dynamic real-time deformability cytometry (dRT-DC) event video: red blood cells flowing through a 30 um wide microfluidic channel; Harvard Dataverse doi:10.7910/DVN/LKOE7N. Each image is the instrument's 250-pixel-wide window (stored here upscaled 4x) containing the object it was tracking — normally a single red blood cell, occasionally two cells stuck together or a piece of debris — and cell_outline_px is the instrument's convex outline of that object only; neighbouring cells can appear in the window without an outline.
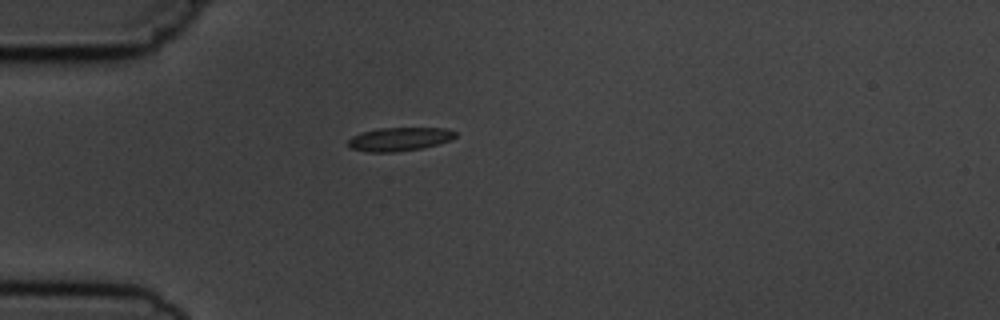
{"species": "common noctule bat (a hibernating species)", "species_latin": "Nyctalus noctula", "temperature_condition": "cold", "stored_images_in_passage": 1, "camera_frame_rate_fps": 3000, "um_per_image_px": 0.085, "animal": {"sex": "male", "body_mass_g": 19.5, "forearm_length_mm": 54.6}, "frame": {"image": 1, "passage_image": 1, "time_ms": 0.0, "image_size_px": [1000, 320], "cell_outline_px": [[456, 136], [452, 140], [440, 144], [420, 148], [392, 152], [368, 152], [352, 148], [348, 144], [348, 140], [352, 136], [364, 132], [380, 128], [444, 128], [456, 132]], "centroid_in_image_um": [33.98, 11.82], "position_along_channel_um": 51.0, "area_um2": 14.57}}